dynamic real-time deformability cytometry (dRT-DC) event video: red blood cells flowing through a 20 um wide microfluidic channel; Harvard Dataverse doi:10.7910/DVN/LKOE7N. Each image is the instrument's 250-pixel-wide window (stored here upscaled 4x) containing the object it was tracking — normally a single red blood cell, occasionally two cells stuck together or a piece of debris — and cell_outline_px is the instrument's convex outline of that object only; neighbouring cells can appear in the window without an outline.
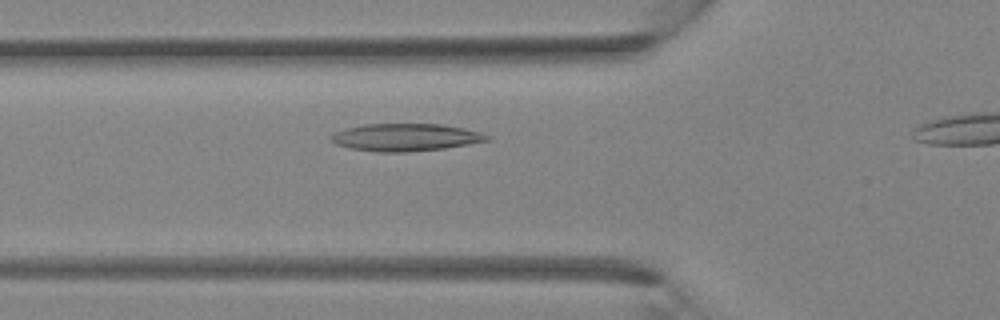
{"species": "Egyptian fruit bat (a non-hibernating species)", "species_latin": "Rousettus aegyptiacus", "temperature_condition": "room temperature", "stored_images_in_passage": 24, "camera_frame_rate_fps": 3000, "um_per_image_px": 0.085, "animal": {"sex": "female"}, "frame": {"image": 1, "passage_image": 6, "time_ms": 1.667, "image_size_px": [1000, 320], "cell_outline_px": [[492, 136], [488, 140], [468, 144], [444, 148], [408, 152], [380, 152], [352, 148], [336, 144], [332, 140], [332, 136], [336, 132], [348, 128], [364, 124], [440, 124], [464, 128], [480, 132]], "centroid_in_image_um": [34.52, 11.67], "position_along_channel_um": 91.3, "area_um2": 24.62}}
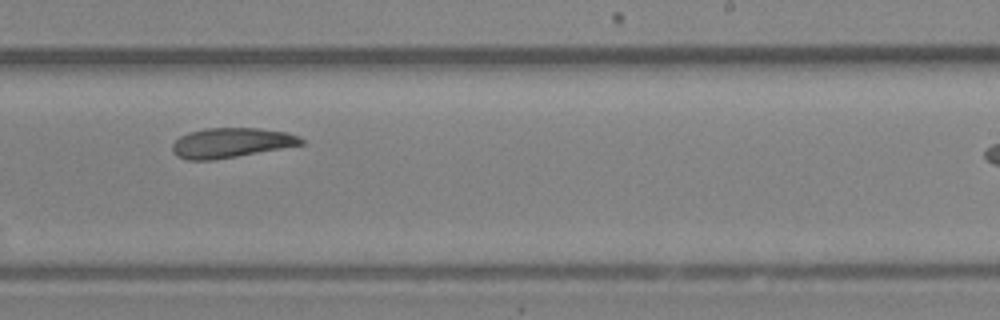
{"frame": {"image": 2, "passage_image": 16, "time_ms": 5.0, "image_size_px": [1000, 320], "cell_outline_px": [[304, 144], [236, 156], [212, 160], [188, 160], [176, 156], [172, 152], [172, 144], [180, 136], [188, 132], [204, 128], [260, 128], [288, 132], [300, 136], [304, 140]], "centroid_in_image_um": [19.63, 12.12], "position_along_channel_um": 269.4, "area_um2": 22.43}}
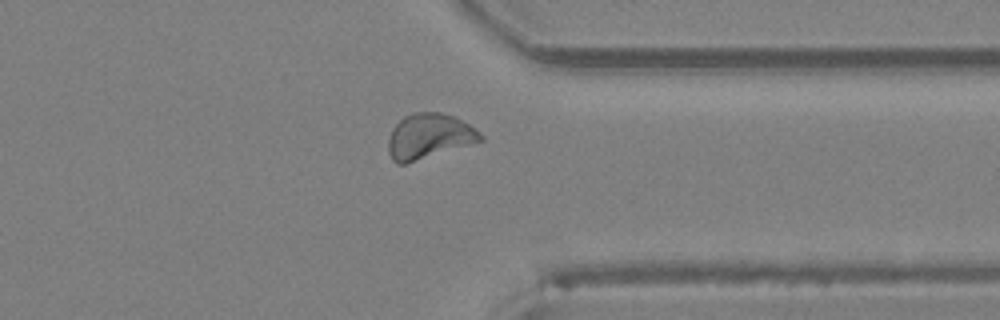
{"frame": {"image": 3, "passage_image": 22, "time_ms": 7.0, "image_size_px": [1000, 320], "cell_outline_px": [[484, 140], [404, 164], [396, 164], [392, 160], [388, 152], [388, 136], [392, 128], [404, 116], [416, 112], [440, 112], [456, 116], [476, 128], [484, 136]], "centroid_in_image_um": [36.47, 11.57], "position_along_channel_um": 374.9, "area_um2": 24.39}}